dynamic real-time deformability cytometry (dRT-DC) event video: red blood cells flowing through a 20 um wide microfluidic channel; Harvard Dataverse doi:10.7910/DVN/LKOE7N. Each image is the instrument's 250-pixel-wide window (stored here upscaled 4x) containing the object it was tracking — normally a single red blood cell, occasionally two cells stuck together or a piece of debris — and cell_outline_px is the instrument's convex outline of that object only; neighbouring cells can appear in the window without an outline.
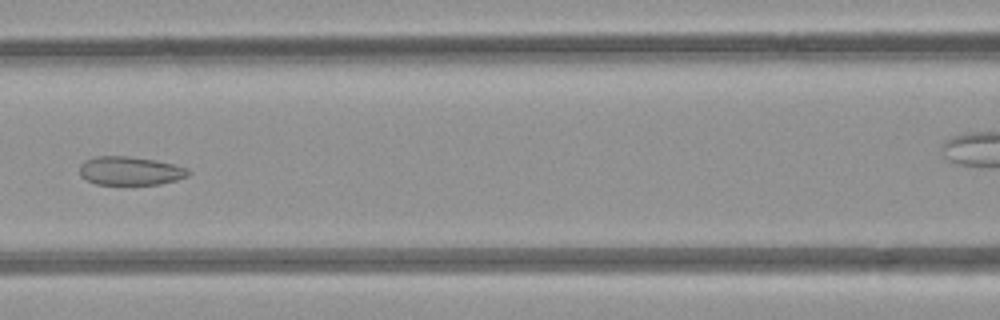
{"species": "common noctule bat (a hibernating species)", "species_latin": "Nyctalus noctula", "temperature_condition": "room temperature", "stored_images_in_passage": 6, "camera_frame_rate_fps": 3000, "um_per_image_px": 0.085, "animal": {"sex": "female", "body_mass_g": 21.9}, "frame": {"image": 1, "passage_image": 5, "time_ms": 5.333, "image_size_px": [1000, 320], "cell_outline_px": [[192, 172], [188, 176], [176, 180], [160, 184], [96, 184], [80, 176], [80, 164], [84, 160], [96, 156], [128, 156], [152, 160], [172, 164], [184, 168]], "centroid_in_image_um": [11.03, 14.52], "position_along_channel_um": 155.6, "area_um2": 17.92}}